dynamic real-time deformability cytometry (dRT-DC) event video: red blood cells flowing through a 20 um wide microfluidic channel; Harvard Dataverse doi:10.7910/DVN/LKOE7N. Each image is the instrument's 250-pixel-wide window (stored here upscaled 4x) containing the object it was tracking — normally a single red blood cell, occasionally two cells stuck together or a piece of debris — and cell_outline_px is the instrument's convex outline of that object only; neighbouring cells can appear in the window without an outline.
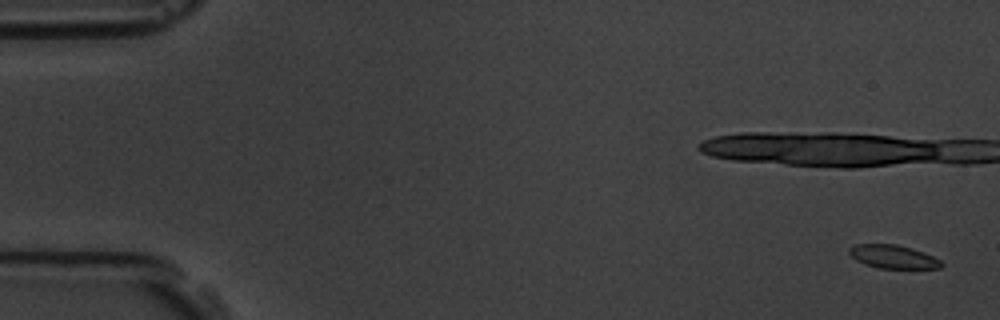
{"species": "common noctule bat (a hibernating species)", "species_latin": "Nyctalus noctula", "temperature_condition": "room temperature", "stored_images_in_passage": 9, "camera_frame_rate_fps": 3000, "um_per_image_px": 0.085, "animal": {"sex": "male", "body_mass_g": 19.5, "forearm_length_mm": 54.6}, "frame": {"image": 1, "passage_image": 1, "time_ms": 0.0, "image_size_px": [1000, 320], "cell_outline_px": [[944, 264], [940, 268], [876, 268], [864, 264], [856, 260], [848, 252], [848, 248], [856, 244], [896, 244], [912, 248], [924, 252], [940, 260]], "centroid_in_image_um": [75.9, 21.82], "position_along_channel_um": 9.1, "area_um2": 12.6}}
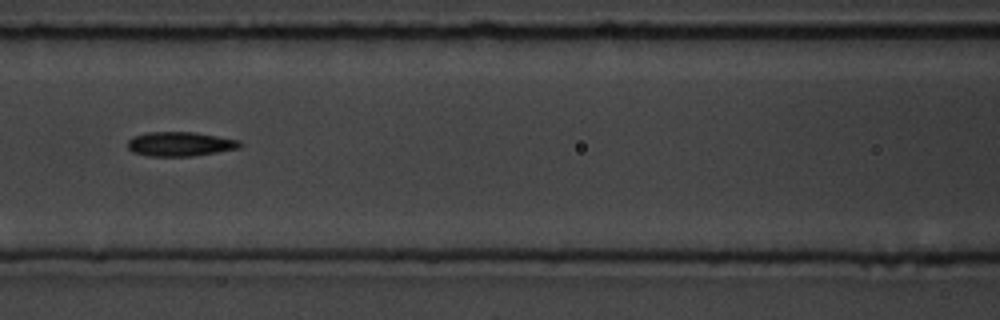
{"frame": {"image": 2, "passage_image": 8, "time_ms": 8.667, "image_size_px": [1000, 320], "cell_outline_px": [[244, 144], [240, 148], [192, 156], [148, 156], [132, 152], [128, 148], [128, 140], [132, 136], [148, 132], [196, 132], [240, 140]], "centroid_in_image_um": [15.32, 12.23], "position_along_channel_um": 151.3, "area_um2": 16.07}}
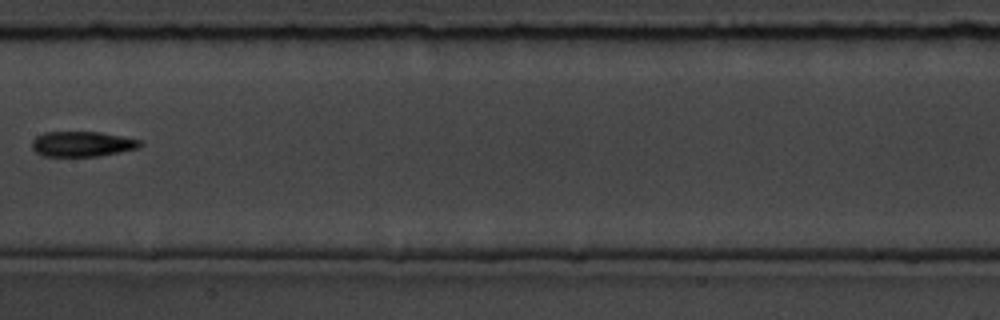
{"frame": {"image": 3, "passage_image": 9, "time_ms": 10.0, "image_size_px": [1000, 320], "cell_outline_px": [[144, 144], [140, 148], [100, 156], [44, 156], [36, 152], [32, 148], [32, 140], [36, 136], [44, 132], [100, 132], [140, 140]], "centroid_in_image_um": [7.0, 12.24], "position_along_channel_um": 200.4, "area_um2": 15.95}}